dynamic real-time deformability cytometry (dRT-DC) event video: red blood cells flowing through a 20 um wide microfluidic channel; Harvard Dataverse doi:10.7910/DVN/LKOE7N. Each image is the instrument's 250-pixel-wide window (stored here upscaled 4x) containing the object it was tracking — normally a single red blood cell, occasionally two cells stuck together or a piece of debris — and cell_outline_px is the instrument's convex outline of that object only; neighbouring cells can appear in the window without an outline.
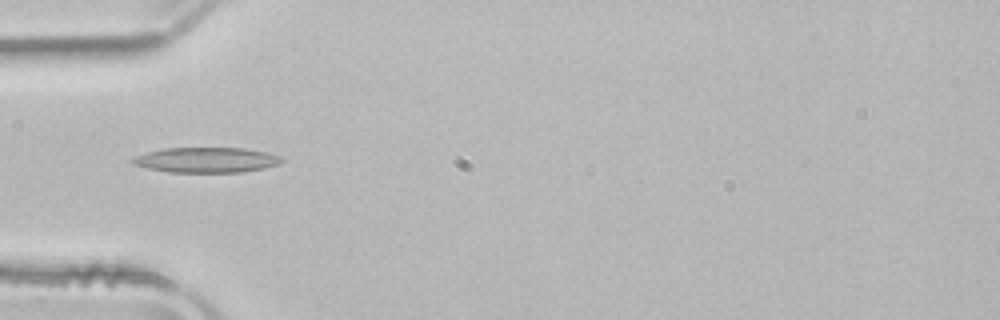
{"species": "common noctule bat (a hibernating species)", "species_latin": "Nyctalus noctula", "temperature_condition": "room temperature", "stored_images_in_passage": 7, "camera_frame_rate_fps": 3000, "um_per_image_px": 0.085, "animal": {"sex": "male", "body_mass_g": 21.5, "forearm_length_mm": 52.0}, "frame": {"image": 1, "passage_image": 1, "time_ms": 0.0, "image_size_px": [1000, 320], "cell_outline_px": [[284, 160], [280, 164], [264, 168], [240, 172], [168, 172], [148, 168], [132, 164], [128, 160], [136, 156], [148, 152], [164, 148], [244, 148], [268, 152], [280, 156]], "centroid_in_image_um": [17.55, 13.59], "position_along_channel_um": 67.5, "area_um2": 21.96}}